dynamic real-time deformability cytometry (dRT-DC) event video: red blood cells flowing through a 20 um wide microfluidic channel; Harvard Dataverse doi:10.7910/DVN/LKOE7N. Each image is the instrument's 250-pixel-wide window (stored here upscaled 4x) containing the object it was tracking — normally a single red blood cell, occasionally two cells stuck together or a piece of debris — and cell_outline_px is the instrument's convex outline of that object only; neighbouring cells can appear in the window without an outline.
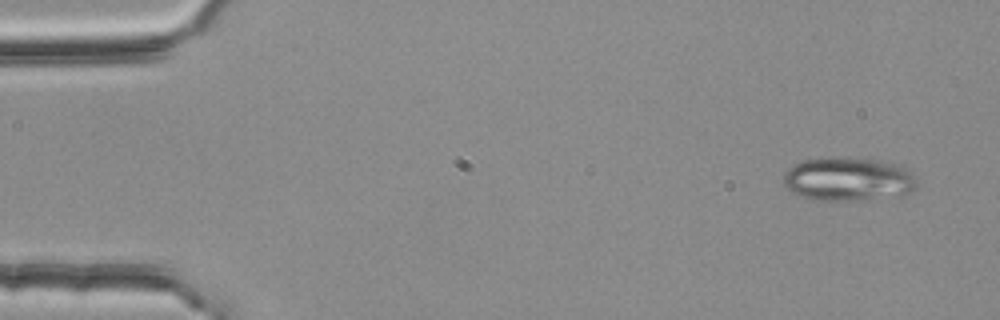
{"species": "common noctule bat (a hibernating species)", "species_latin": "Nyctalus noctula", "temperature_condition": "room temperature", "stored_images_in_passage": 52, "camera_frame_rate_fps": 3000, "um_per_image_px": 0.085, "animal": {"sex": "female", "body_mass_g": 25.1}, "frame": {"image": 1, "passage_image": 1, "time_ms": 0.0, "image_size_px": [1000, 320], "cell_outline_px": [[916, 188], [900, 196], [868, 200], [812, 200], [792, 192], [784, 184], [784, 172], [792, 164], [804, 160], [828, 156], [832, 156], [880, 160], [900, 164], [916, 180]], "centroid_in_image_um": [72.07, 15.22], "position_along_channel_um": 12.9, "area_um2": 34.33}}
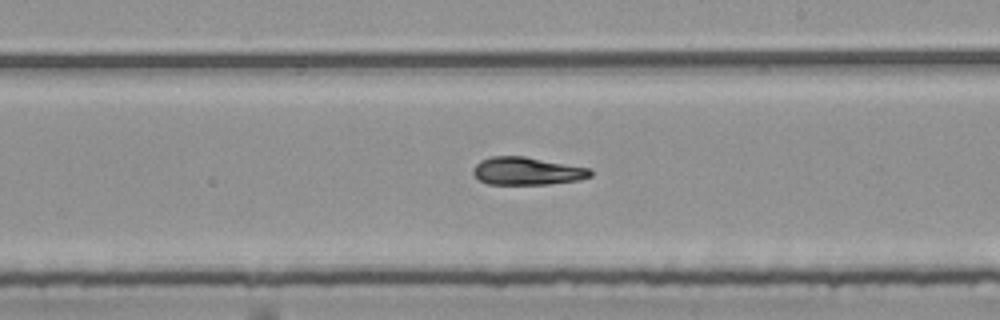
{"frame": {"image": 2, "passage_image": 29, "time_ms": 9.333, "image_size_px": [1000, 320], "cell_outline_px": [[592, 176], [580, 180], [548, 184], [488, 184], [480, 180], [472, 172], [472, 168], [480, 160], [492, 156], [524, 156], [592, 168]], "centroid_in_image_um": [44.82, 14.53], "position_along_channel_um": 244.2, "area_um2": 19.13}}
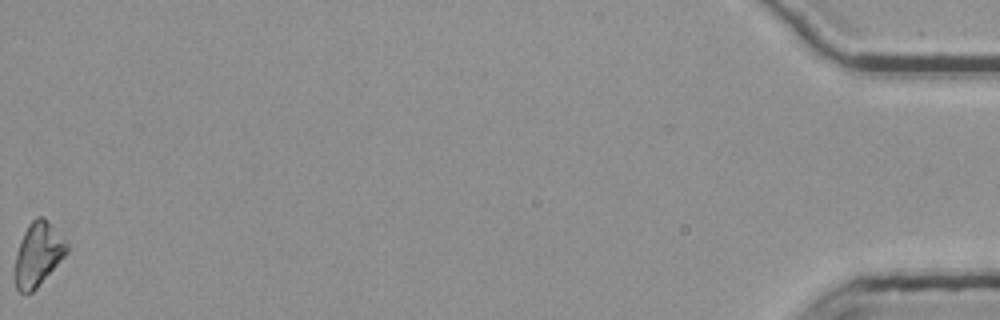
{"frame": {"image": 3, "passage_image": 52, "time_ms": 17.0, "image_size_px": [1000, 320], "cell_outline_px": [[68, 252], [36, 288], [32, 292], [20, 292], [16, 288], [12, 272], [16, 252], [20, 240], [28, 224], [36, 216], [44, 216], [68, 244]], "centroid_in_image_um": [3.18, 21.61], "position_along_channel_um": 432.0, "area_um2": 19.42}, "authors_computed_cell_mechanics": {"area_um2": 19.4497, "velocity_mm_per_s": 3.7962, "shape_relaxation_time_tau1_ms": null, "shape_relaxation_time_tau2_ms": 6.0202, "deformation_change_tau1": null, "deformation_change_tau2": 0.1297}}